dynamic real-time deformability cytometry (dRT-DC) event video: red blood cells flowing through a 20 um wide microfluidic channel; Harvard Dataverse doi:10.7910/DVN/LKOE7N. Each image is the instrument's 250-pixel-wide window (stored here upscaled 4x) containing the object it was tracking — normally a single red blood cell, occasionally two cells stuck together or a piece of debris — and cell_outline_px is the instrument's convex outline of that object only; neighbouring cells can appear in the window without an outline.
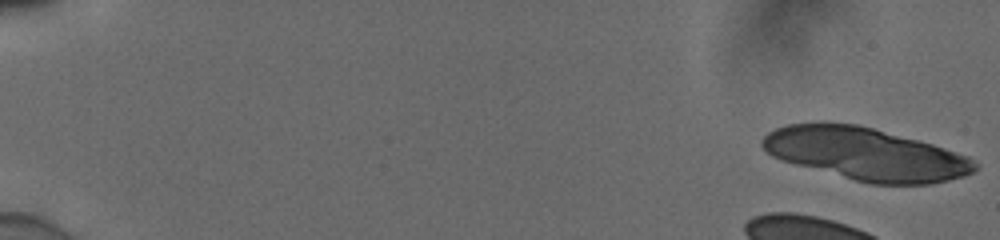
{"species": "human", "species_latin": "Homo sapiens", "temperature_condition": "cold", "stored_images_in_passage": 13, "camera_frame_rate_fps": 3000, "um_per_image_px": 0.085, "donor": {"sex": "male"}, "frame": {"image": 1, "passage_image": 1, "time_ms": 0.0, "image_size_px": [1000, 240], "cell_outline_px": [[980, 164], [972, 172], [964, 176], [932, 184], [872, 184], [856, 180], [796, 164], [772, 156], [760, 144], [760, 140], [768, 132], [776, 128], [788, 124], [816, 120], [828, 120], [856, 124], [872, 128], [932, 144], [968, 156]], "centroid_in_image_um": [73.55, 13.05], "position_along_channel_um": 11.5, "area_um2": 65.03}}